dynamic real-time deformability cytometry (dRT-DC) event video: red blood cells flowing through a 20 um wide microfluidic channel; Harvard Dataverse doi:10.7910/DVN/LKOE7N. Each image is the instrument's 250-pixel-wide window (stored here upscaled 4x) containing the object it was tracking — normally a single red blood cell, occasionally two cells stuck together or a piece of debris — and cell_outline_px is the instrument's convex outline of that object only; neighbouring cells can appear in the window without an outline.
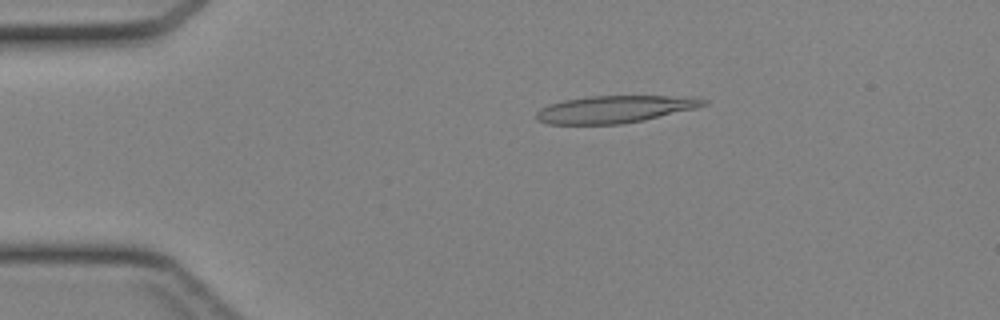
{"species": "Egyptian fruit bat (a non-hibernating species)", "species_latin": "Rousettus aegyptiacus", "temperature_condition": "cold", "stored_images_in_passage": 42, "camera_frame_rate_fps": 3000, "um_per_image_px": 0.085, "animal": {"sex": "female"}, "frame": {"image": 1, "passage_image": 7, "time_ms": 2.0, "image_size_px": [1000, 320], "cell_outline_px": [[708, 104], [696, 108], [644, 120], [620, 124], [548, 124], [536, 120], [536, 112], [540, 108], [548, 104], [564, 100], [588, 96], [696, 96], [708, 100]], "centroid_in_image_um": [52.28, 9.27], "position_along_channel_um": 32.7, "area_um2": 26.76}}
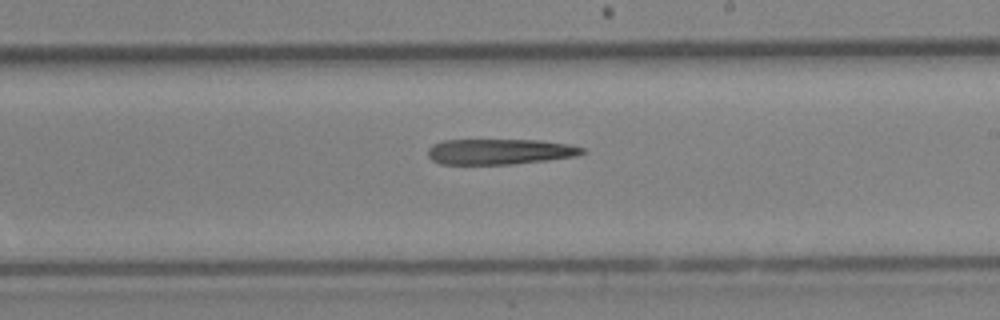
{"frame": {"image": 2, "passage_image": 24, "time_ms": 7.667, "image_size_px": [1000, 320], "cell_outline_px": [[584, 152], [576, 156], [548, 160], [512, 164], [440, 164], [432, 160], [428, 156], [428, 148], [432, 144], [444, 140], [540, 140], [568, 144], [584, 148]], "centroid_in_image_um": [42.45, 12.89], "position_along_channel_um": 246.6, "area_um2": 23.0}}
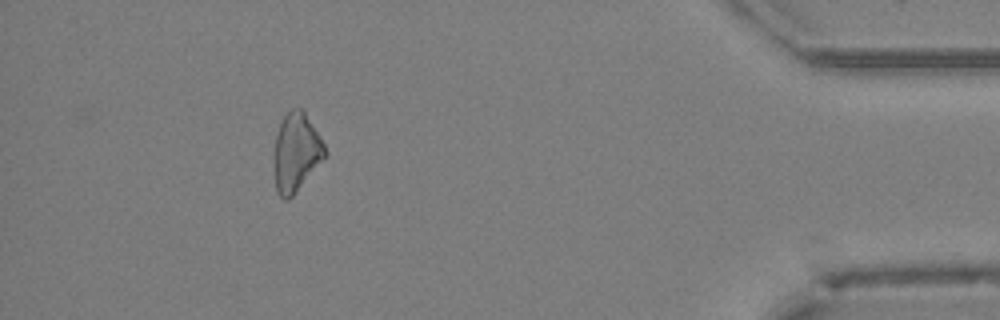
{"frame": {"image": 3, "passage_image": 38, "time_ms": 12.333, "image_size_px": [1000, 320], "cell_outline_px": [[328, 152], [292, 196], [288, 200], [284, 200], [276, 192], [276, 136], [280, 124], [284, 116], [292, 108], [300, 108], [304, 112], [324, 144]], "centroid_in_image_um": [25.18, 12.94], "position_along_channel_um": 410.0, "area_um2": 22.2}}